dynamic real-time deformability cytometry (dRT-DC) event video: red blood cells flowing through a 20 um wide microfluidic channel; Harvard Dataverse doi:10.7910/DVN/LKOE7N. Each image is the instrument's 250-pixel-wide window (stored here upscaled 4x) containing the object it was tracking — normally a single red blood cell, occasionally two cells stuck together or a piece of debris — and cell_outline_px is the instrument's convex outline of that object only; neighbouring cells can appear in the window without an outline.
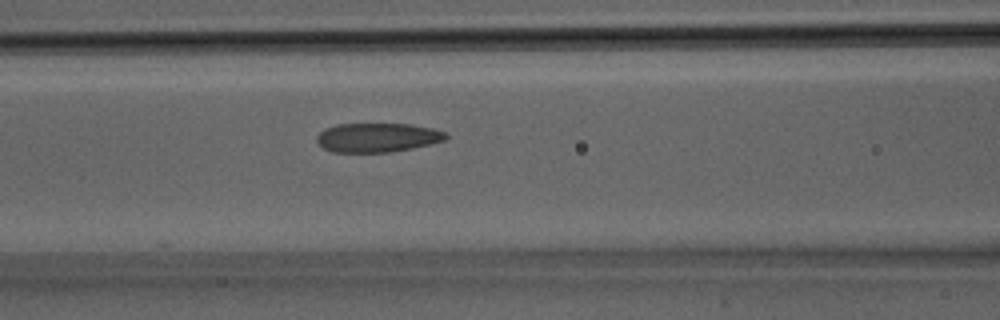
{"species": "Egyptian fruit bat (a non-hibernating species)", "species_latin": "Rousettus aegyptiacus", "temperature_condition": "room temperature", "stored_images_in_passage": 22, "camera_frame_rate_fps": 3000, "um_per_image_px": 0.085, "animal": {"sex": "male"}, "frame": {"image": 1, "passage_image": 5, "time_ms": 1.333, "image_size_px": [1000, 320], "cell_outline_px": [[448, 140], [412, 148], [388, 152], [332, 152], [324, 148], [316, 140], [316, 136], [324, 128], [336, 124], [408, 124], [432, 128], [444, 132], [448, 136]], "centroid_in_image_um": [32.07, 11.69], "position_along_channel_um": 134.5, "area_um2": 21.91}}
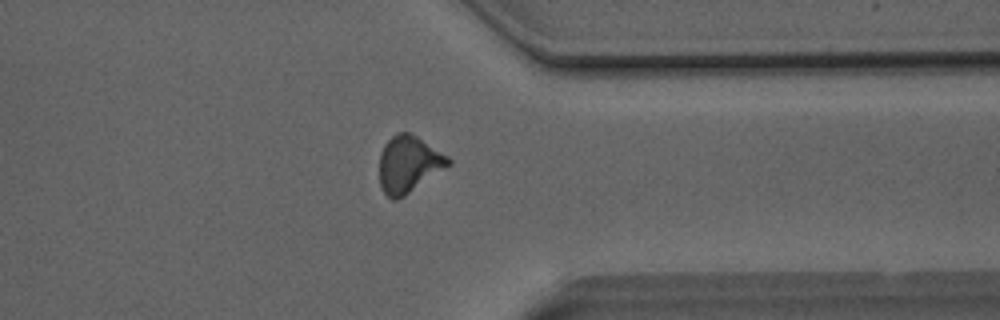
{"frame": {"image": 2, "passage_image": 16, "time_ms": 5.0, "image_size_px": [1000, 320], "cell_outline_px": [[452, 164], [404, 196], [396, 200], [392, 200], [384, 192], [380, 184], [380, 152], [384, 144], [392, 136], [400, 132], [408, 132], [416, 136], [448, 156], [452, 160]], "centroid_in_image_um": [34.74, 13.96], "position_along_channel_um": 376.7, "area_um2": 22.6}}
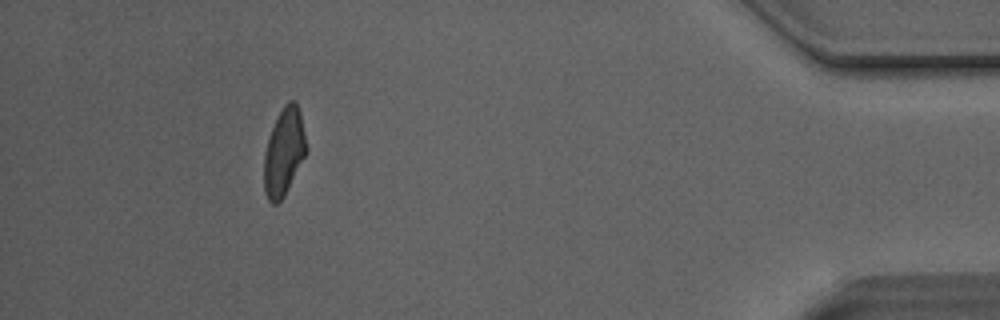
{"frame": {"image": 3, "passage_image": 20, "time_ms": 6.333, "image_size_px": [1000, 320], "cell_outline_px": [[308, 152], [284, 196], [276, 204], [272, 204], [268, 200], [264, 192], [264, 156], [268, 140], [272, 128], [284, 104], [288, 100], [296, 100], [300, 112], [308, 148]], "centroid_in_image_um": [24.16, 12.92], "position_along_channel_um": 411.0, "area_um2": 21.62}}